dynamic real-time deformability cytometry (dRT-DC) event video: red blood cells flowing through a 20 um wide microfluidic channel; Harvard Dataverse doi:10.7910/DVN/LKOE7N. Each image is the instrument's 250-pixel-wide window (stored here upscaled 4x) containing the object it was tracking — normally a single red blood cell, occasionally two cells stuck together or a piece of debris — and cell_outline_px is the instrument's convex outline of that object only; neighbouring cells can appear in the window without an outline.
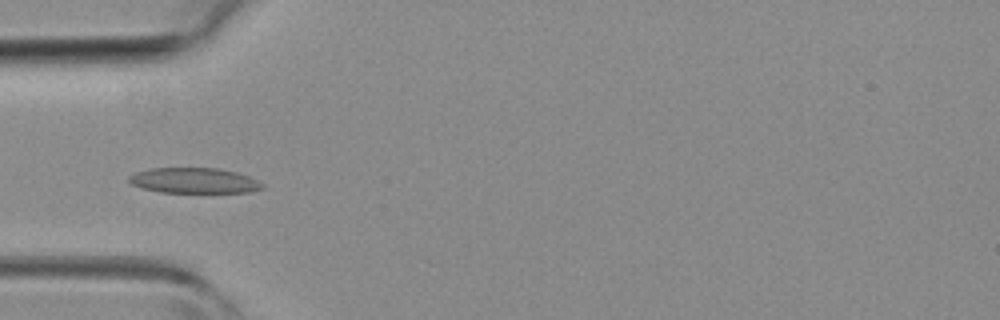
{"species": "common noctule bat (a hibernating species)", "species_latin": "Nyctalus noctula", "temperature_condition": "room temperature", "stored_images_in_passage": 44, "camera_frame_rate_fps": 3000, "um_per_image_px": 0.085, "animal": {"sex": "female", "body_mass_g": 19.3, "forearm_length_mm": 54.1}, "frame": {"image": 1, "passage_image": 13, "time_ms": 4.0, "image_size_px": [1000, 320], "cell_outline_px": [[264, 188], [252, 192], [160, 192], [140, 188], [132, 184], [128, 180], [128, 176], [136, 172], [148, 168], [220, 168], [236, 172], [248, 176], [264, 184]], "centroid_in_image_um": [16.48, 15.34], "position_along_channel_um": 68.5, "area_um2": 19.83}}
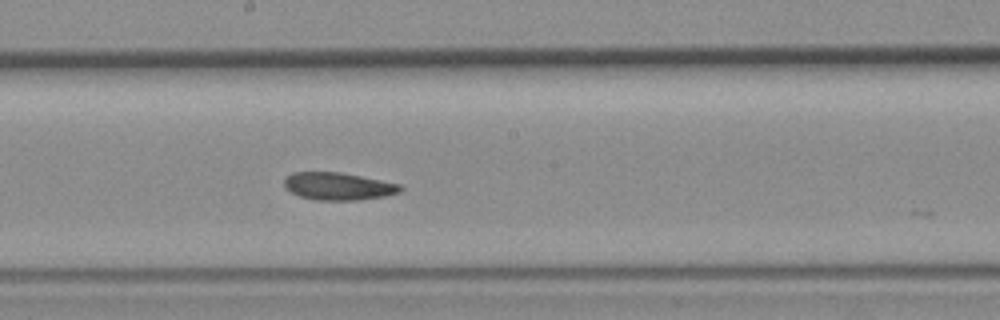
{"frame": {"image": 2, "passage_image": 23, "time_ms": 7.333, "image_size_px": [1000, 320], "cell_outline_px": [[404, 188], [400, 192], [384, 196], [356, 200], [316, 200], [300, 196], [288, 192], [284, 188], [284, 180], [292, 172], [340, 172], [400, 184]], "centroid_in_image_um": [28.72, 15.83], "position_along_channel_um": 219.5, "area_um2": 18.61}}
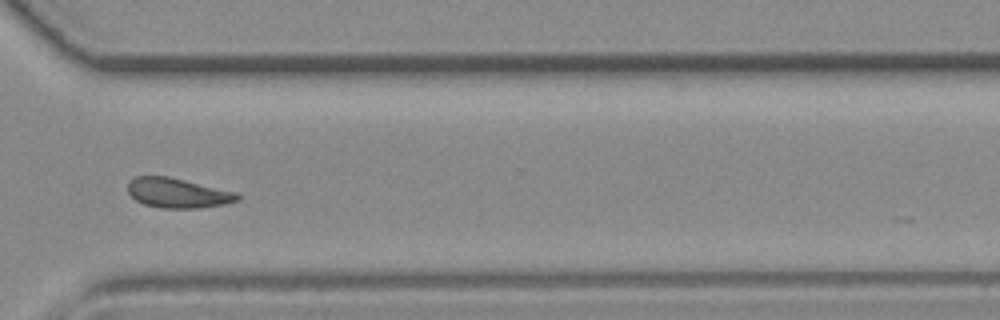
{"frame": {"image": 3, "passage_image": 32, "time_ms": 10.333, "image_size_px": [1000, 320], "cell_outline_px": [[240, 200], [224, 204], [200, 208], [160, 208], [144, 204], [136, 200], [128, 192], [128, 180], [136, 176], [168, 176], [236, 192], [240, 196]], "centroid_in_image_um": [15.09, 16.4], "position_along_channel_um": 355.5, "area_um2": 19.02}}